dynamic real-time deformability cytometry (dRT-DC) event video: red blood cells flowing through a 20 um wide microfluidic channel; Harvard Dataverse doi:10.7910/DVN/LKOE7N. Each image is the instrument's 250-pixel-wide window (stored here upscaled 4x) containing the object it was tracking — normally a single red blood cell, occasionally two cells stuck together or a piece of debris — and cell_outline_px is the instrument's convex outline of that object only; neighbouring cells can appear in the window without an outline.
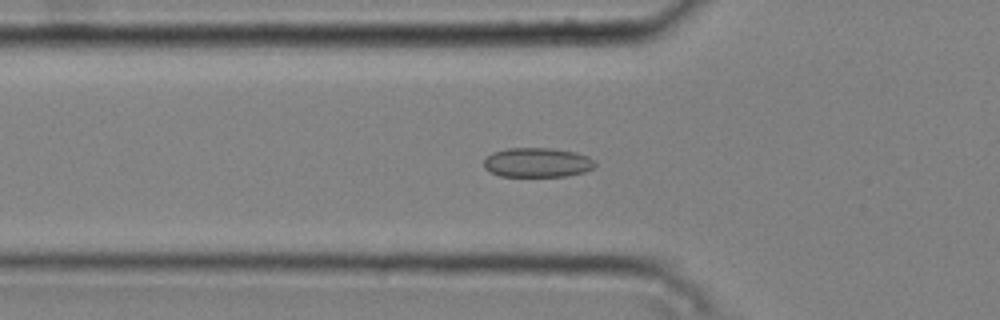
{"species": "common noctule bat (a hibernating species)", "species_latin": "Nyctalus noctula", "temperature_condition": "cold", "stored_images_in_passage": 51, "camera_frame_rate_fps": 3000, "um_per_image_px": 0.085, "animal": {"sex": "male", "body_mass_g": 20.4}, "frame": {"image": 1, "passage_image": 18, "time_ms": 5.667, "image_size_px": [1000, 320], "cell_outline_px": [[596, 164], [592, 168], [584, 172], [568, 176], [500, 176], [484, 168], [484, 160], [492, 152], [508, 148], [552, 148], [576, 152], [588, 156]], "centroid_in_image_um": [45.67, 13.81], "position_along_channel_um": 80.1, "area_um2": 19.07}}
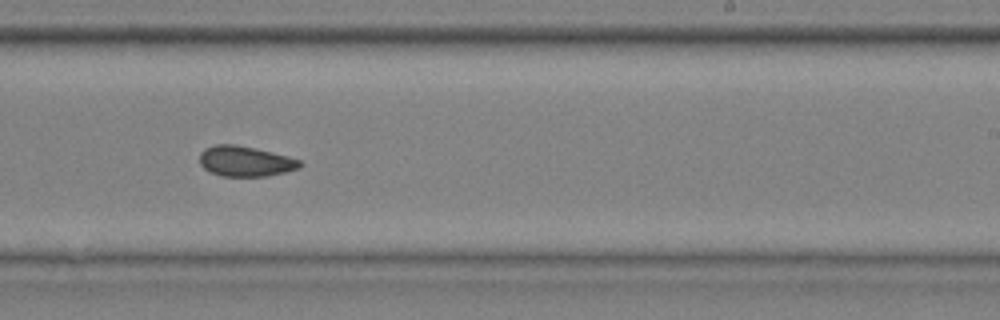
{"frame": {"image": 2, "passage_image": 33, "time_ms": 10.667, "image_size_px": [1000, 320], "cell_outline_px": [[304, 164], [300, 168], [268, 176], [220, 176], [204, 168], [200, 164], [200, 152], [204, 148], [216, 144], [236, 144], [256, 148], [288, 156], [300, 160]], "centroid_in_image_um": [20.86, 13.7], "position_along_channel_um": 268.1, "area_um2": 17.86}}
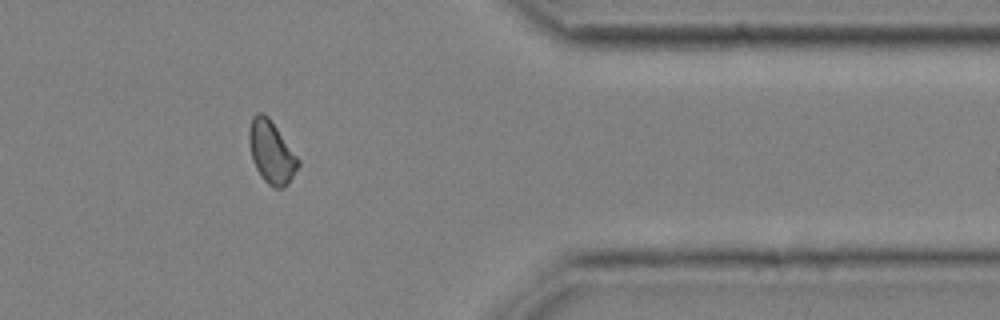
{"frame": {"image": 3, "passage_image": 44, "time_ms": 14.333, "image_size_px": [1000, 320], "cell_outline_px": [[300, 164], [288, 184], [284, 188], [272, 188], [260, 176], [252, 160], [248, 140], [248, 132], [252, 116], [256, 112], [260, 112], [268, 116], [300, 160]], "centroid_in_image_um": [23.05, 12.94], "position_along_channel_um": 388.3, "area_um2": 17.98}, "authors_computed_cell_mechanics": {"area_um2": 17.8602, "velocity_mm_per_s": 3.7611, "shape_relaxation_time_tau1_ms": null, "shape_relaxation_time_tau2_ms": 2.4655, "deformation_change_tau1": null, "deformation_change_tau2": 0.0642}}